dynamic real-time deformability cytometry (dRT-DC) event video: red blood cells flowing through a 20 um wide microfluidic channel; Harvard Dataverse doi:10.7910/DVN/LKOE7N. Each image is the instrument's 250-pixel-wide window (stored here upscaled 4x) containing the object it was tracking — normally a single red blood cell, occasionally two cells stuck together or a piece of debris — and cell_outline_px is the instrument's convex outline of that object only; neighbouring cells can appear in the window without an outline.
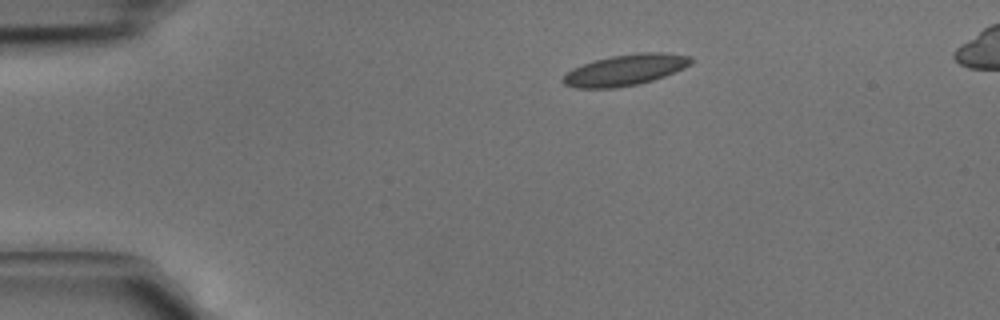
{"species": "common noctule bat (a hibernating species)", "species_latin": "Nyctalus noctula", "temperature_condition": "cold", "stored_images_in_passage": 2, "camera_frame_rate_fps": 3000, "um_per_image_px": 0.085, "animal": {"sex": "male", "body_mass_g": 15.6}, "frame": {"image": 1, "passage_image": 2, "time_ms": 0.333, "image_size_px": [1000, 320], "cell_outline_px": [[696, 60], [692, 64], [684, 68], [664, 76], [640, 84], [616, 88], [576, 88], [564, 84], [560, 80], [572, 68], [596, 60], [612, 56], [640, 52], [664, 52], [692, 56]], "centroid_in_image_um": [53.2, 5.94], "position_along_channel_um": 31.8, "area_um2": 23.29}}